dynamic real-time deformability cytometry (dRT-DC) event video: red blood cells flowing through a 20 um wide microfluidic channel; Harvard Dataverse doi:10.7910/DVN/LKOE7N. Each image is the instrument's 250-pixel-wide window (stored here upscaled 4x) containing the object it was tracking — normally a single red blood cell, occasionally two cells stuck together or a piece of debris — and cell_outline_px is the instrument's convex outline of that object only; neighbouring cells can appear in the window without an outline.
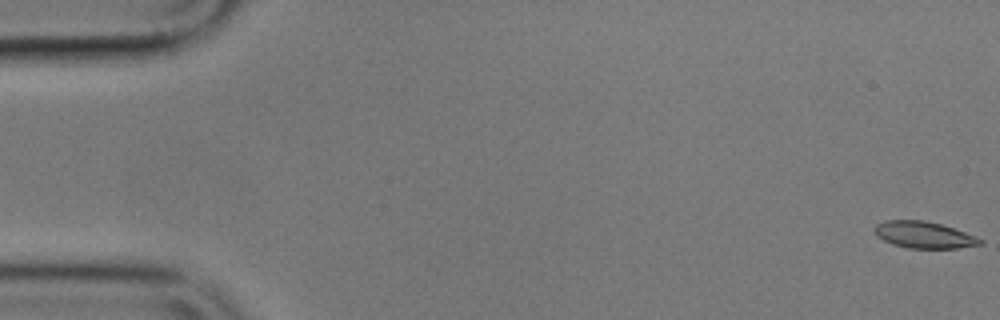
{"species": "common noctule bat (a hibernating species)", "species_latin": "Nyctalus noctula", "temperature_condition": "cold", "stored_images_in_passage": 50, "camera_frame_rate_fps": 3000, "um_per_image_px": 0.085, "animal": {"sex": "male", "body_mass_g": 17.9}, "frame": {"image": 1, "passage_image": 1, "time_ms": 0.0, "image_size_px": [1000, 320], "cell_outline_px": [[984, 244], [960, 248], [908, 248], [892, 244], [876, 236], [876, 224], [884, 220], [924, 220], [940, 224], [976, 236], [984, 240]], "centroid_in_image_um": [78.56, 19.97], "position_along_channel_um": 6.4, "area_um2": 16.36}}
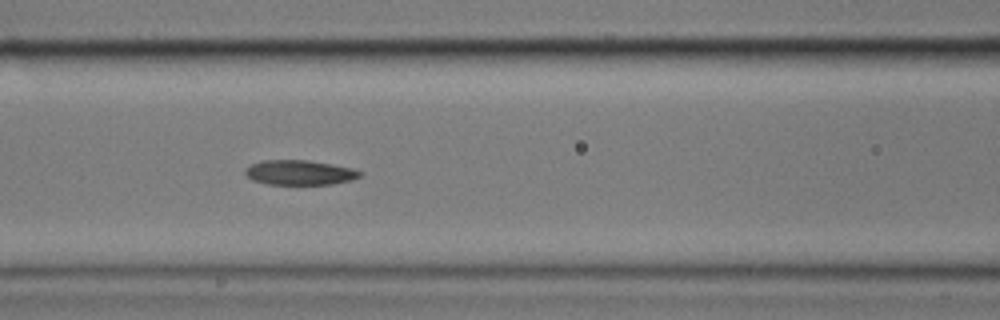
{"frame": {"image": 2, "passage_image": 24, "time_ms": 7.667, "image_size_px": [1000, 320], "cell_outline_px": [[364, 172], [360, 176], [352, 180], [332, 184], [268, 184], [252, 180], [244, 172], [244, 168], [252, 164], [264, 160], [308, 160], [332, 164], [352, 168]], "centroid_in_image_um": [25.48, 14.66], "position_along_channel_um": 141.1, "area_um2": 16.59}}
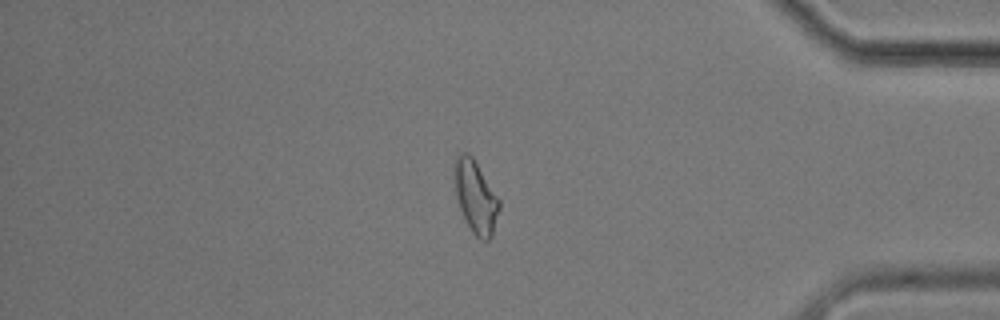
{"frame": {"image": 3, "passage_image": 48, "time_ms": 15.667, "image_size_px": [1000, 320], "cell_outline_px": [[500, 208], [492, 236], [488, 240], [480, 240], [472, 232], [460, 208], [456, 196], [456, 156], [460, 152], [468, 152], [472, 156], [500, 200]], "centroid_in_image_um": [40.46, 16.76], "position_along_channel_um": 394.7, "area_um2": 18.44}, "authors_computed_cell_mechanics": {"area_um2": 17.1088, "velocity_mm_per_s": 3.5486, "shape_relaxation_time_tau1_ms": 6.3005, "shape_relaxation_time_tau2_ms": 4.4188, "deformation_change_tau1": 0.1508, "deformation_change_tau2": 0.1176}}